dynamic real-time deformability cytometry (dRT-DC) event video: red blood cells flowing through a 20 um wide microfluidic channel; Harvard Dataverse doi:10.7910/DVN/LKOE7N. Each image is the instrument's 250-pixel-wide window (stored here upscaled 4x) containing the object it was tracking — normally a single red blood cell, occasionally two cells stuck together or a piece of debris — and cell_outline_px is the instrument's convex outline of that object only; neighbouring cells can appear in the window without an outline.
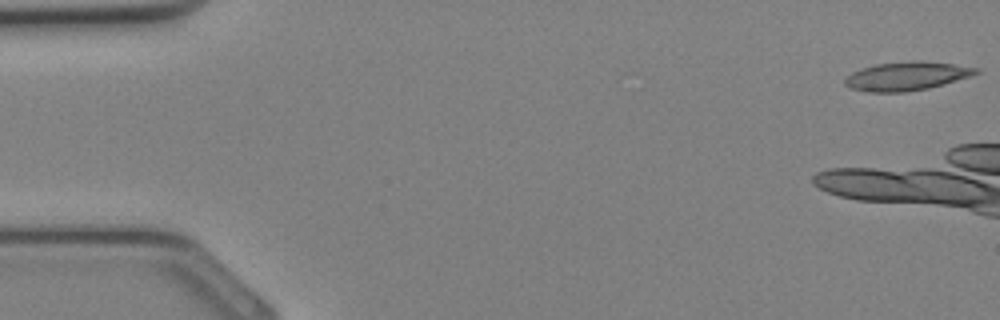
{"species": "Egyptian fruit bat (a non-hibernating species)", "species_latin": "Rousettus aegyptiacus", "temperature_condition": "cold", "stored_images_in_passage": 5, "camera_frame_rate_fps": 3000, "um_per_image_px": 0.085, "animal": {"sex": "female"}, "frame": {"image": 1, "passage_image": 1, "time_ms": 0.0, "image_size_px": [1000, 320], "cell_outline_px": [[980, 72], [944, 84], [928, 88], [904, 92], [872, 92], [852, 88], [844, 84], [844, 80], [852, 72], [876, 64], [912, 60], [924, 60], [980, 68]], "centroid_in_image_um": [77.08, 6.45], "position_along_channel_um": 7.9, "area_um2": 21.68}}